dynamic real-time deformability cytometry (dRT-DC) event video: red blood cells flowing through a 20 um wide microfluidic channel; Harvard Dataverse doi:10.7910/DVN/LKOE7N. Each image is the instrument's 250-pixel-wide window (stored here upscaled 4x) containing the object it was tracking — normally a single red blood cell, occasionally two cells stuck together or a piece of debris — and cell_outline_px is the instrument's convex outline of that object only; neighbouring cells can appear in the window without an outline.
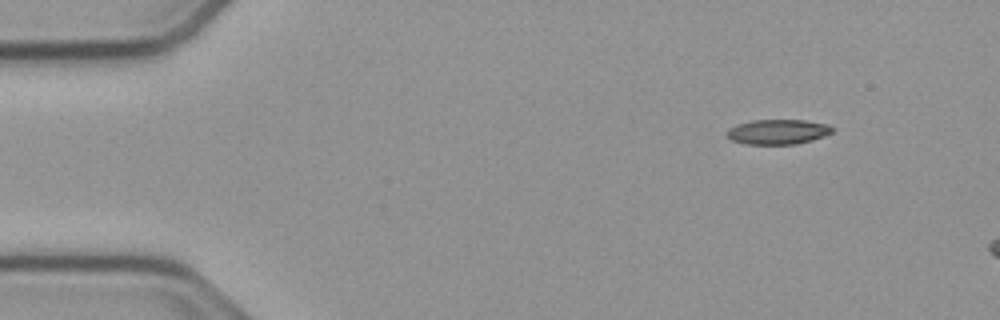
{"species": "common noctule bat (a hibernating species)", "species_latin": "Nyctalus noctula", "temperature_condition": "cold", "stored_images_in_passage": 8, "camera_frame_rate_fps": 3000, "um_per_image_px": 0.085, "animal": {"sex": "male", "body_mass_g": 23.1, "forearm_length_mm": 52.7}, "frame": {"image": 1, "passage_image": 1, "time_ms": 0.0, "image_size_px": [1000, 320], "cell_outline_px": [[832, 132], [824, 136], [812, 140], [796, 144], [748, 144], [732, 140], [728, 136], [728, 128], [736, 124], [752, 120], [804, 120], [828, 124], [832, 128]], "centroid_in_image_um": [66.12, 11.2], "position_along_channel_um": 18.9, "area_um2": 15.2}}